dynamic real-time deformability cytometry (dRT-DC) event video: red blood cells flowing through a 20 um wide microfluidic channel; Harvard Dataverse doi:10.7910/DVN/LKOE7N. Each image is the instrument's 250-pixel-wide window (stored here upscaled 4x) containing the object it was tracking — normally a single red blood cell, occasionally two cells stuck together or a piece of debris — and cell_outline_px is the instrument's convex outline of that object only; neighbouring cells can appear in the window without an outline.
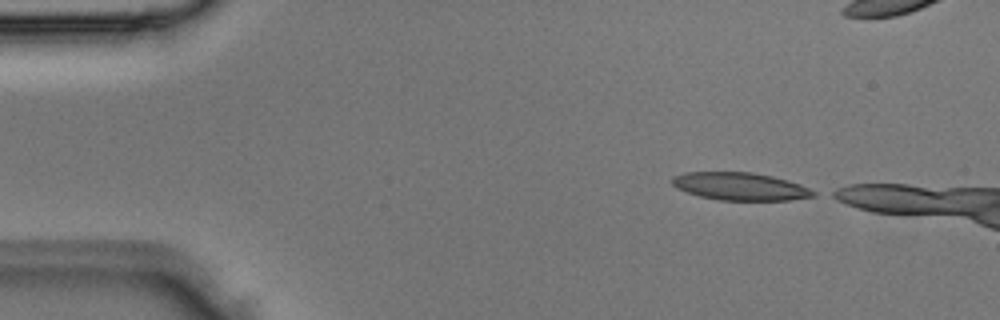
{"species": "Egyptian fruit bat (a non-hibernating species)", "species_latin": "Rousettus aegyptiacus", "temperature_condition": "room temperature", "stored_images_in_passage": 3, "camera_frame_rate_fps": 3000, "um_per_image_px": 0.085, "animal": {"sex": "male"}, "frame": {"image": 1, "passage_image": 1, "time_ms": 0.0, "image_size_px": [1000, 320], "cell_outline_px": [[816, 196], [788, 200], [720, 200], [700, 196], [676, 188], [672, 184], [672, 176], [684, 172], [752, 172], [772, 176], [788, 180], [800, 184], [816, 192]], "centroid_in_image_um": [62.91, 15.84], "position_along_channel_um": 22.1, "area_um2": 22.77}}